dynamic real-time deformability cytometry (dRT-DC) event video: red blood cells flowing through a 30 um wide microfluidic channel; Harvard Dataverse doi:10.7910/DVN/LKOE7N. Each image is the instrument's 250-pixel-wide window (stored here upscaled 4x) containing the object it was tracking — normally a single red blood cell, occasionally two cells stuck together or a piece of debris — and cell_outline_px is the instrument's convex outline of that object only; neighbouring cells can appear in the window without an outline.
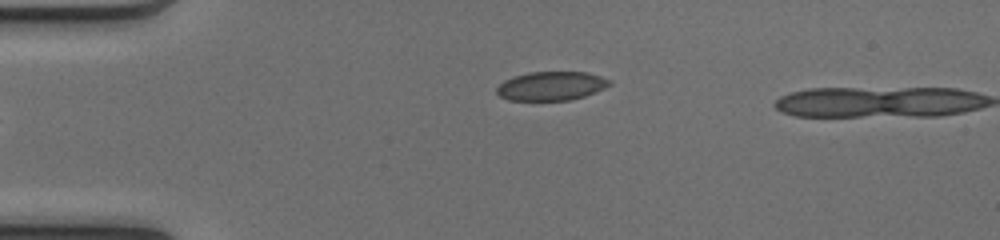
{"species": "common noctule bat (a hibernating species)", "species_latin": "Nyctalus noctula", "temperature_condition": "cold", "stored_images_in_passage": 2, "camera_frame_rate_fps": 3000, "um_per_image_px": 0.085, "animal": {"sex": "female", "body_mass_g": 17.0, "forearm_length_mm": 48.0}, "frame": {"image": 1, "passage_image": 1, "time_ms": 0.0, "image_size_px": [1000, 240], "cell_outline_px": [[612, 84], [604, 88], [584, 96], [568, 100], [508, 100], [500, 96], [496, 92], [496, 88], [504, 80], [512, 76], [528, 72], [588, 72], [612, 80]], "centroid_in_image_um": [46.85, 7.3], "position_along_channel_um": 38.2, "area_um2": 19.02}}